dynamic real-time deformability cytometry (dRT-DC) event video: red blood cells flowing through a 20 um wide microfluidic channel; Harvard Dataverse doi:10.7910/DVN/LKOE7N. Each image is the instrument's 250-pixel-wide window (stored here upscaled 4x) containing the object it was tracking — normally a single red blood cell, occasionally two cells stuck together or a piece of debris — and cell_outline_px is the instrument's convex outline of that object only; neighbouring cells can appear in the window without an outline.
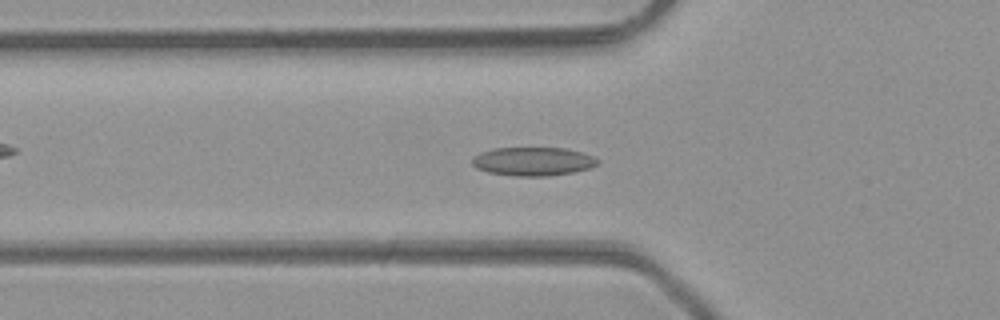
{"species": "common noctule bat (a hibernating species)", "species_latin": "Nyctalus noctula", "temperature_condition": "room temperature", "stored_images_in_passage": 48, "camera_frame_rate_fps": 3000, "um_per_image_px": 0.085, "animal": {"sex": "male", "body_mass_g": 23.1, "forearm_length_mm": 52.7}, "frame": {"image": 1, "passage_image": 17, "time_ms": 5.333, "image_size_px": [1000, 320], "cell_outline_px": [[600, 164], [592, 168], [572, 172], [548, 176], [516, 176], [488, 172], [476, 168], [472, 164], [472, 156], [480, 152], [492, 148], [564, 148], [584, 152], [600, 160]], "centroid_in_image_um": [45.33, 13.71], "position_along_channel_um": 80.5, "area_um2": 21.15}}
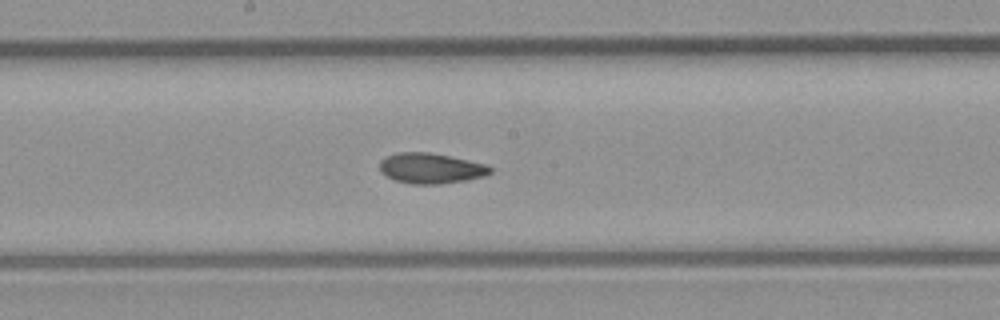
{"frame": {"image": 2, "passage_image": 26, "time_ms": 8.333, "image_size_px": [1000, 320], "cell_outline_px": [[492, 172], [484, 176], [468, 180], [440, 184], [412, 184], [396, 180], [380, 172], [380, 160], [396, 152], [428, 152], [488, 164], [492, 168]], "centroid_in_image_um": [36.64, 14.3], "position_along_channel_um": 211.6, "area_um2": 19.59}}
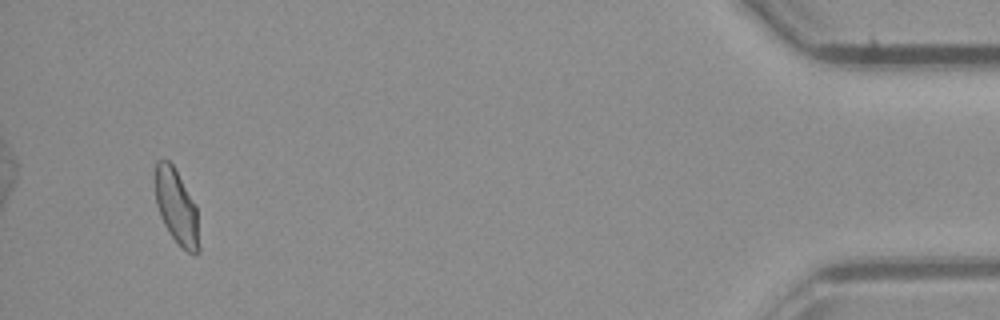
{"frame": {"image": 3, "passage_image": 46, "time_ms": 15.0, "image_size_px": [1000, 320], "cell_outline_px": [[200, 252], [196, 256], [188, 252], [168, 232], [160, 216], [156, 204], [156, 160], [168, 160], [172, 164], [196, 204], [200, 248]], "centroid_in_image_um": [15.03, 17.62], "position_along_channel_um": 420.2, "area_um2": 19.02}, "authors_computed_cell_mechanics": {"area_um2": 20.0855, "velocity_mm_per_s": 4.3252, "shape_relaxation_time_tau1_ms": null, "shape_relaxation_time_tau2_ms": 2.5084, "deformation_change_tau1": null, "deformation_change_tau2": 0.078}}